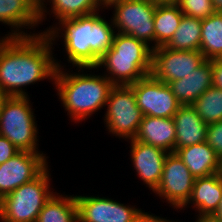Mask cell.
I'll return each mask as SVG.
<instances>
[{"instance_id":"10","label":"cell","mask_w":222,"mask_h":222,"mask_svg":"<svg viewBox=\"0 0 222 222\" xmlns=\"http://www.w3.org/2000/svg\"><path fill=\"white\" fill-rule=\"evenodd\" d=\"M195 177L175 153H168L165 158L162 178L153 192L161 199H166L174 209H182L189 201Z\"/></svg>"},{"instance_id":"31","label":"cell","mask_w":222,"mask_h":222,"mask_svg":"<svg viewBox=\"0 0 222 222\" xmlns=\"http://www.w3.org/2000/svg\"><path fill=\"white\" fill-rule=\"evenodd\" d=\"M198 217V218H197ZM195 222H221L213 215L197 216Z\"/></svg>"},{"instance_id":"24","label":"cell","mask_w":222,"mask_h":222,"mask_svg":"<svg viewBox=\"0 0 222 222\" xmlns=\"http://www.w3.org/2000/svg\"><path fill=\"white\" fill-rule=\"evenodd\" d=\"M200 52L207 60L222 57V11L202 20Z\"/></svg>"},{"instance_id":"13","label":"cell","mask_w":222,"mask_h":222,"mask_svg":"<svg viewBox=\"0 0 222 222\" xmlns=\"http://www.w3.org/2000/svg\"><path fill=\"white\" fill-rule=\"evenodd\" d=\"M43 152L20 151L0 164V200L21 185L32 181L48 165Z\"/></svg>"},{"instance_id":"14","label":"cell","mask_w":222,"mask_h":222,"mask_svg":"<svg viewBox=\"0 0 222 222\" xmlns=\"http://www.w3.org/2000/svg\"><path fill=\"white\" fill-rule=\"evenodd\" d=\"M2 22V23H1ZM0 23L10 26L5 37H27L42 34L27 33L40 22L39 0H0ZM23 31H22V30Z\"/></svg>"},{"instance_id":"30","label":"cell","mask_w":222,"mask_h":222,"mask_svg":"<svg viewBox=\"0 0 222 222\" xmlns=\"http://www.w3.org/2000/svg\"><path fill=\"white\" fill-rule=\"evenodd\" d=\"M213 86L222 90V57L211 59Z\"/></svg>"},{"instance_id":"8","label":"cell","mask_w":222,"mask_h":222,"mask_svg":"<svg viewBox=\"0 0 222 222\" xmlns=\"http://www.w3.org/2000/svg\"><path fill=\"white\" fill-rule=\"evenodd\" d=\"M106 106L104 125L108 133L126 141L134 139L144 115L136 103L132 87L114 85Z\"/></svg>"},{"instance_id":"29","label":"cell","mask_w":222,"mask_h":222,"mask_svg":"<svg viewBox=\"0 0 222 222\" xmlns=\"http://www.w3.org/2000/svg\"><path fill=\"white\" fill-rule=\"evenodd\" d=\"M20 150L6 137L0 135V164L14 157Z\"/></svg>"},{"instance_id":"16","label":"cell","mask_w":222,"mask_h":222,"mask_svg":"<svg viewBox=\"0 0 222 222\" xmlns=\"http://www.w3.org/2000/svg\"><path fill=\"white\" fill-rule=\"evenodd\" d=\"M181 105H192L213 85L211 60H205L187 77L168 83Z\"/></svg>"},{"instance_id":"11","label":"cell","mask_w":222,"mask_h":222,"mask_svg":"<svg viewBox=\"0 0 222 222\" xmlns=\"http://www.w3.org/2000/svg\"><path fill=\"white\" fill-rule=\"evenodd\" d=\"M130 86L144 116L173 118L181 106L169 85L157 80L152 74Z\"/></svg>"},{"instance_id":"6","label":"cell","mask_w":222,"mask_h":222,"mask_svg":"<svg viewBox=\"0 0 222 222\" xmlns=\"http://www.w3.org/2000/svg\"><path fill=\"white\" fill-rule=\"evenodd\" d=\"M34 115L28 96H7L0 111V135L20 151L40 152Z\"/></svg>"},{"instance_id":"20","label":"cell","mask_w":222,"mask_h":222,"mask_svg":"<svg viewBox=\"0 0 222 222\" xmlns=\"http://www.w3.org/2000/svg\"><path fill=\"white\" fill-rule=\"evenodd\" d=\"M134 139L168 153L175 152L176 132L173 118L143 116Z\"/></svg>"},{"instance_id":"1","label":"cell","mask_w":222,"mask_h":222,"mask_svg":"<svg viewBox=\"0 0 222 222\" xmlns=\"http://www.w3.org/2000/svg\"><path fill=\"white\" fill-rule=\"evenodd\" d=\"M46 34L0 37V90L7 96H28L26 86L55 76V55ZM25 86V87H24Z\"/></svg>"},{"instance_id":"5","label":"cell","mask_w":222,"mask_h":222,"mask_svg":"<svg viewBox=\"0 0 222 222\" xmlns=\"http://www.w3.org/2000/svg\"><path fill=\"white\" fill-rule=\"evenodd\" d=\"M48 168L0 200L1 222L37 221L41 209L55 193L50 188L51 174Z\"/></svg>"},{"instance_id":"37","label":"cell","mask_w":222,"mask_h":222,"mask_svg":"<svg viewBox=\"0 0 222 222\" xmlns=\"http://www.w3.org/2000/svg\"><path fill=\"white\" fill-rule=\"evenodd\" d=\"M103 5H105L110 0H99Z\"/></svg>"},{"instance_id":"22","label":"cell","mask_w":222,"mask_h":222,"mask_svg":"<svg viewBox=\"0 0 222 222\" xmlns=\"http://www.w3.org/2000/svg\"><path fill=\"white\" fill-rule=\"evenodd\" d=\"M184 14L180 6L174 2L156 4L154 14L155 48L165 46L179 27Z\"/></svg>"},{"instance_id":"28","label":"cell","mask_w":222,"mask_h":222,"mask_svg":"<svg viewBox=\"0 0 222 222\" xmlns=\"http://www.w3.org/2000/svg\"><path fill=\"white\" fill-rule=\"evenodd\" d=\"M206 142L215 150L217 156L222 160V120L208 125Z\"/></svg>"},{"instance_id":"12","label":"cell","mask_w":222,"mask_h":222,"mask_svg":"<svg viewBox=\"0 0 222 222\" xmlns=\"http://www.w3.org/2000/svg\"><path fill=\"white\" fill-rule=\"evenodd\" d=\"M206 59L199 50H173L159 46L152 50L151 74L166 84L187 77Z\"/></svg>"},{"instance_id":"15","label":"cell","mask_w":222,"mask_h":222,"mask_svg":"<svg viewBox=\"0 0 222 222\" xmlns=\"http://www.w3.org/2000/svg\"><path fill=\"white\" fill-rule=\"evenodd\" d=\"M130 158L137 176L154 192L162 178L168 152L141 141L130 139Z\"/></svg>"},{"instance_id":"3","label":"cell","mask_w":222,"mask_h":222,"mask_svg":"<svg viewBox=\"0 0 222 222\" xmlns=\"http://www.w3.org/2000/svg\"><path fill=\"white\" fill-rule=\"evenodd\" d=\"M55 65L53 84L59 100L61 99L67 115L73 122L87 120L95 112L106 107L109 92L114 85L104 74L101 76L84 72V69L93 70L92 67H77L79 73H70L64 70L65 65L62 66L57 59Z\"/></svg>"},{"instance_id":"7","label":"cell","mask_w":222,"mask_h":222,"mask_svg":"<svg viewBox=\"0 0 222 222\" xmlns=\"http://www.w3.org/2000/svg\"><path fill=\"white\" fill-rule=\"evenodd\" d=\"M157 3L152 0H110L104 5V9L114 8L111 20L116 32L135 37L153 50Z\"/></svg>"},{"instance_id":"19","label":"cell","mask_w":222,"mask_h":222,"mask_svg":"<svg viewBox=\"0 0 222 222\" xmlns=\"http://www.w3.org/2000/svg\"><path fill=\"white\" fill-rule=\"evenodd\" d=\"M222 197V172L195 178L192 194L187 204H192L198 216L213 215Z\"/></svg>"},{"instance_id":"2","label":"cell","mask_w":222,"mask_h":222,"mask_svg":"<svg viewBox=\"0 0 222 222\" xmlns=\"http://www.w3.org/2000/svg\"><path fill=\"white\" fill-rule=\"evenodd\" d=\"M99 13L68 18L42 32L51 42H56L58 37L63 39L64 52L72 68L95 67L99 58L111 48L116 30L112 20L108 22Z\"/></svg>"},{"instance_id":"17","label":"cell","mask_w":222,"mask_h":222,"mask_svg":"<svg viewBox=\"0 0 222 222\" xmlns=\"http://www.w3.org/2000/svg\"><path fill=\"white\" fill-rule=\"evenodd\" d=\"M173 120L176 132L175 151L206 141L208 125L192 105H181Z\"/></svg>"},{"instance_id":"26","label":"cell","mask_w":222,"mask_h":222,"mask_svg":"<svg viewBox=\"0 0 222 222\" xmlns=\"http://www.w3.org/2000/svg\"><path fill=\"white\" fill-rule=\"evenodd\" d=\"M192 106L207 125L222 120V90L212 85Z\"/></svg>"},{"instance_id":"36","label":"cell","mask_w":222,"mask_h":222,"mask_svg":"<svg viewBox=\"0 0 222 222\" xmlns=\"http://www.w3.org/2000/svg\"><path fill=\"white\" fill-rule=\"evenodd\" d=\"M158 3H162V2H174V0H152Z\"/></svg>"},{"instance_id":"18","label":"cell","mask_w":222,"mask_h":222,"mask_svg":"<svg viewBox=\"0 0 222 222\" xmlns=\"http://www.w3.org/2000/svg\"><path fill=\"white\" fill-rule=\"evenodd\" d=\"M175 153L195 178L222 172V160L206 141L178 148Z\"/></svg>"},{"instance_id":"32","label":"cell","mask_w":222,"mask_h":222,"mask_svg":"<svg viewBox=\"0 0 222 222\" xmlns=\"http://www.w3.org/2000/svg\"><path fill=\"white\" fill-rule=\"evenodd\" d=\"M213 216L222 222V197L220 199L219 206L217 210L215 211V213L213 214Z\"/></svg>"},{"instance_id":"4","label":"cell","mask_w":222,"mask_h":222,"mask_svg":"<svg viewBox=\"0 0 222 222\" xmlns=\"http://www.w3.org/2000/svg\"><path fill=\"white\" fill-rule=\"evenodd\" d=\"M104 67L105 76L113 85H132L152 72V49L144 42L122 33H115L111 48L92 69Z\"/></svg>"},{"instance_id":"9","label":"cell","mask_w":222,"mask_h":222,"mask_svg":"<svg viewBox=\"0 0 222 222\" xmlns=\"http://www.w3.org/2000/svg\"><path fill=\"white\" fill-rule=\"evenodd\" d=\"M75 198L79 222H149L156 217L108 197L76 195Z\"/></svg>"},{"instance_id":"34","label":"cell","mask_w":222,"mask_h":222,"mask_svg":"<svg viewBox=\"0 0 222 222\" xmlns=\"http://www.w3.org/2000/svg\"><path fill=\"white\" fill-rule=\"evenodd\" d=\"M216 11H222V0H212Z\"/></svg>"},{"instance_id":"33","label":"cell","mask_w":222,"mask_h":222,"mask_svg":"<svg viewBox=\"0 0 222 222\" xmlns=\"http://www.w3.org/2000/svg\"><path fill=\"white\" fill-rule=\"evenodd\" d=\"M174 220H167L166 218H161L159 216H156V217H153L149 222H173ZM174 222H177V221H174Z\"/></svg>"},{"instance_id":"25","label":"cell","mask_w":222,"mask_h":222,"mask_svg":"<svg viewBox=\"0 0 222 222\" xmlns=\"http://www.w3.org/2000/svg\"><path fill=\"white\" fill-rule=\"evenodd\" d=\"M201 29V19L183 15L179 27L165 47L180 51H200Z\"/></svg>"},{"instance_id":"21","label":"cell","mask_w":222,"mask_h":222,"mask_svg":"<svg viewBox=\"0 0 222 222\" xmlns=\"http://www.w3.org/2000/svg\"><path fill=\"white\" fill-rule=\"evenodd\" d=\"M47 2L51 4L50 11L55 19H58L57 21L90 15L100 11L101 8L104 9V5L99 0H47ZM47 2L39 1L40 22H43L50 12L47 11Z\"/></svg>"},{"instance_id":"27","label":"cell","mask_w":222,"mask_h":222,"mask_svg":"<svg viewBox=\"0 0 222 222\" xmlns=\"http://www.w3.org/2000/svg\"><path fill=\"white\" fill-rule=\"evenodd\" d=\"M175 2L184 15L201 20L216 12L212 0H176Z\"/></svg>"},{"instance_id":"23","label":"cell","mask_w":222,"mask_h":222,"mask_svg":"<svg viewBox=\"0 0 222 222\" xmlns=\"http://www.w3.org/2000/svg\"><path fill=\"white\" fill-rule=\"evenodd\" d=\"M36 222H79L75 196L55 192L41 209Z\"/></svg>"},{"instance_id":"35","label":"cell","mask_w":222,"mask_h":222,"mask_svg":"<svg viewBox=\"0 0 222 222\" xmlns=\"http://www.w3.org/2000/svg\"><path fill=\"white\" fill-rule=\"evenodd\" d=\"M7 98V95L0 90V111L4 100Z\"/></svg>"}]
</instances>
